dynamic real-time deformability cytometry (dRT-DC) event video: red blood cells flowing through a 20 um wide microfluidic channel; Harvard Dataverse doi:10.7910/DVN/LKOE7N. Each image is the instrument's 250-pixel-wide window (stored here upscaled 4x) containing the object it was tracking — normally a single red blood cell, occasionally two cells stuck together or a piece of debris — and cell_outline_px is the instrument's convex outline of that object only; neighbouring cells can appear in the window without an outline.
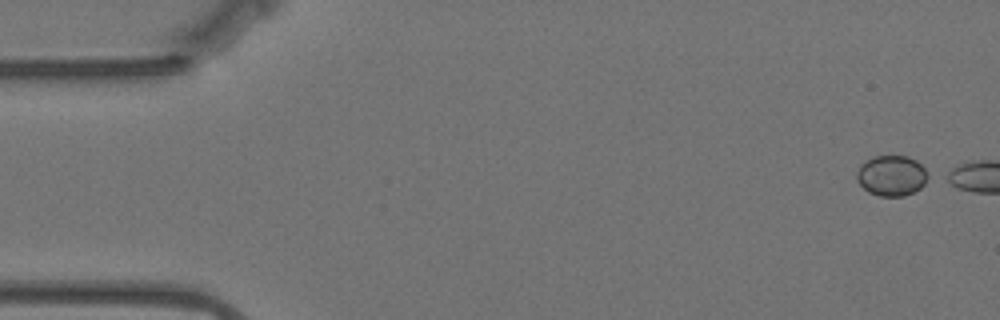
{"species": "Egyptian fruit bat (a non-hibernating species)", "species_latin": "Rousettus aegyptiacus", "temperature_condition": "warm", "stored_images_in_passage": 5, "camera_frame_rate_fps": 3000, "um_per_image_px": 0.085, "animal": {"sex": "female"}, "frame": {"image": 1, "passage_image": 1, "time_ms": 0.0, "image_size_px": [1000, 320], "cell_outline_px": [[932, 176], [920, 188], [904, 196], [880, 196], [868, 192], [856, 180], [856, 172], [860, 164], [872, 156], [908, 156], [916, 160]], "centroid_in_image_um": [75.79, 14.92], "position_along_channel_um": 9.2, "area_um2": 17.05}}